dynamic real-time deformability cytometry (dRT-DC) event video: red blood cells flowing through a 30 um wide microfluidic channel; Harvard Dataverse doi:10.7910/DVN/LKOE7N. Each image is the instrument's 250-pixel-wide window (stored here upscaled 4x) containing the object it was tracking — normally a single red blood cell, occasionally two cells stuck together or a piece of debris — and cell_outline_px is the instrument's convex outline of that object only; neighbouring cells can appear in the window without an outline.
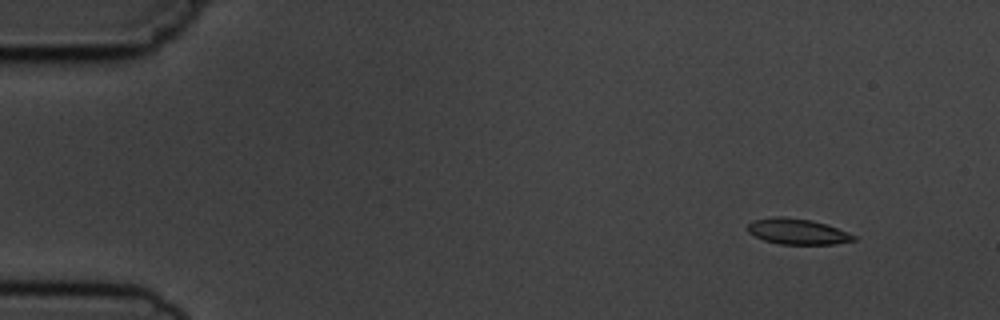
{"species": "common noctule bat (a hibernating species)", "species_latin": "Nyctalus noctula", "temperature_condition": "cold", "stored_images_in_passage": 6, "segment_of_instrument_passage": [2, 2], "camera_frame_rate_fps": 3000, "um_per_image_px": 0.085, "animal": {"sex": "male", "body_mass_g": 19.5, "forearm_length_mm": 54.6}, "frame": {"image": 1, "passage_image": 6, "time_ms": 6.667, "image_size_px": [1000, 320], "cell_outline_px": [[856, 240], [836, 244], [780, 244], [764, 240], [748, 232], [748, 224], [752, 220], [776, 216], [780, 216], [812, 220], [848, 232], [856, 236]], "centroid_in_image_um": [67.78, 19.68], "position_along_channel_um": 17.2, "area_um2": 15.78}}